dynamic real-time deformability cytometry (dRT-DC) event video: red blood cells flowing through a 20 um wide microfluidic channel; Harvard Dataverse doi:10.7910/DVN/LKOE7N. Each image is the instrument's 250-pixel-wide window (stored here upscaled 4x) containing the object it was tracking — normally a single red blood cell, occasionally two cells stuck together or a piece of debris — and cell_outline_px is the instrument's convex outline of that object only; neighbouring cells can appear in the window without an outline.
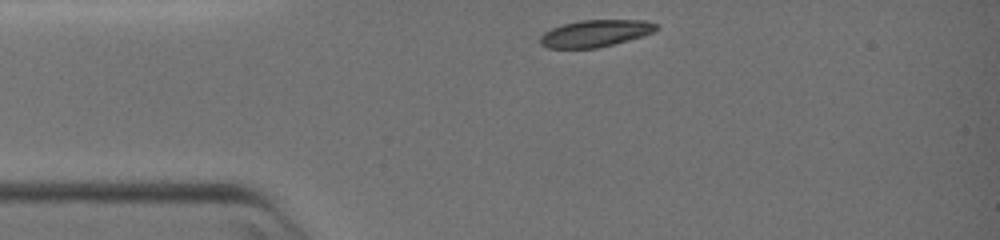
{"species": "common noctule bat (a hibernating species)", "species_latin": "Nyctalus noctula", "temperature_condition": "warm", "stored_images_in_passage": 41, "camera_frame_rate_fps": 3000, "um_per_image_px": 0.085, "animal": {"sex": "female", "body_mass_g": 19.0, "forearm_length_mm": 51.5}, "frame": {"image": 1, "passage_image": 1, "time_ms": 0.0, "image_size_px": [1000, 240], "cell_outline_px": [[660, 28], [652, 32], [640, 36], [612, 44], [596, 48], [548, 48], [540, 44], [540, 36], [544, 32], [552, 28], [564, 24], [580, 20], [644, 20], [656, 24]], "centroid_in_image_um": [50.57, 2.83], "position_along_channel_um": 34.4, "area_um2": 17.98}}
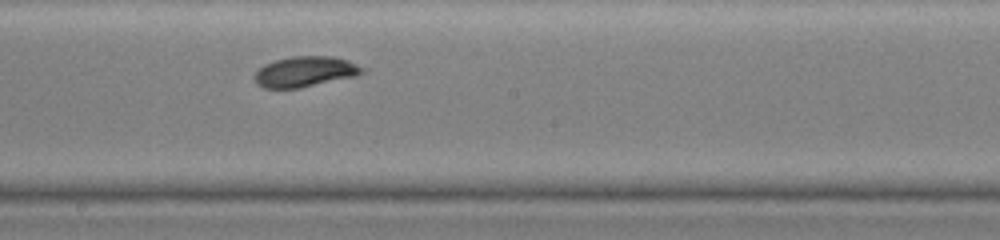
{"frame": {"image": 2, "passage_image": 22, "time_ms": 7.0, "image_size_px": [1000, 240], "cell_outline_px": [[368, 68], [364, 72], [356, 76], [300, 88], [264, 88], [256, 84], [256, 72], [264, 64], [276, 60], [292, 56], [332, 56], [348, 60]], "centroid_in_image_um": [25.99, 6.08], "position_along_channel_um": 222.2, "area_um2": 19.19}}
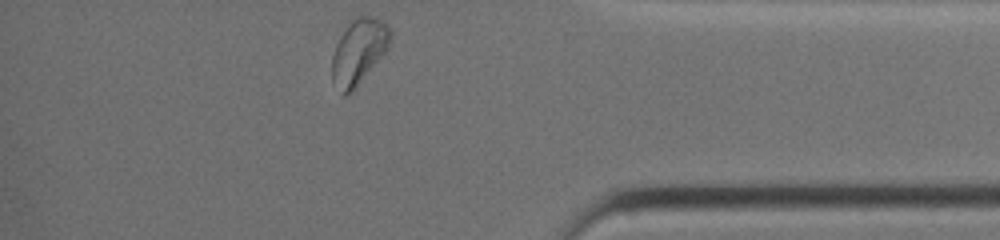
{"frame": {"image": 3, "passage_image": 41, "time_ms": 13.333, "image_size_px": [1000, 240], "cell_outline_px": [[392, 36], [388, 48], [352, 92], [348, 96], [344, 96], [332, 80], [332, 56], [336, 44], [340, 36], [352, 20], [356, 16], [376, 16], [388, 24], [392, 32]], "centroid_in_image_um": [30.51, 4.36], "position_along_channel_um": 404.7, "area_um2": 22.14}}